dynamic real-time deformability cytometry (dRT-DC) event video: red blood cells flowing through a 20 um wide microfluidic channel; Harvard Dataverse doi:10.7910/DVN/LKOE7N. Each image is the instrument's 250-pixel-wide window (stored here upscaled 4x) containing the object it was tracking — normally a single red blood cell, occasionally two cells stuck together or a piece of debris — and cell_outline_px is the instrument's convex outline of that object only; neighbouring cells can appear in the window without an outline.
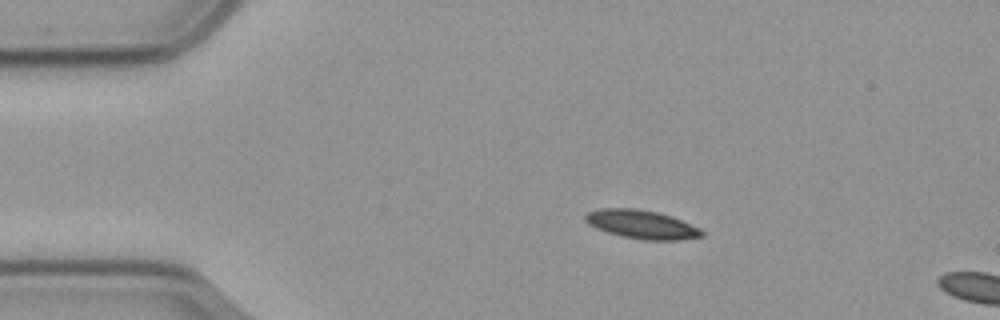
{"species": "common noctule bat (a hibernating species)", "species_latin": "Nyctalus noctula", "temperature_condition": "cold", "stored_images_in_passage": 13, "camera_frame_rate_fps": 3000, "um_per_image_px": 0.085, "animal": {"sex": "male", "body_mass_g": 23.1, "forearm_length_mm": 52.7}, "frame": {"image": 1, "passage_image": 10, "time_ms": 3.0, "image_size_px": [1000, 320], "cell_outline_px": [[704, 236], [680, 240], [644, 240], [624, 236], [608, 232], [596, 228], [588, 224], [584, 220], [584, 216], [588, 212], [600, 208], [636, 208], [656, 212], [672, 216], [700, 228], [704, 232]], "centroid_in_image_um": [54.55, 19.07], "position_along_channel_um": 30.4, "area_um2": 19.42}}